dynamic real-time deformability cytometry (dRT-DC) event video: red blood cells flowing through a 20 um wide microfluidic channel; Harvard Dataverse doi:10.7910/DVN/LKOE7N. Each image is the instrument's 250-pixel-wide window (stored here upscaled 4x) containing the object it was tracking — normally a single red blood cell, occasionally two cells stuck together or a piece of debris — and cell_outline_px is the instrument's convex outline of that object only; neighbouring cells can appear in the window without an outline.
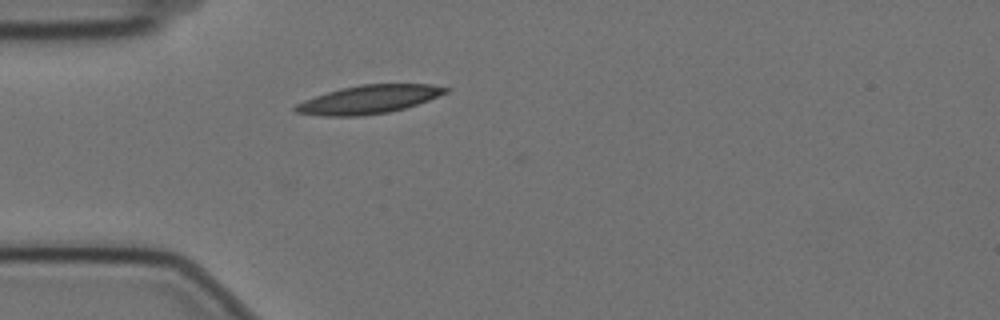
{"species": "Egyptian fruit bat (a non-hibernating species)", "species_latin": "Rousettus aegyptiacus", "temperature_condition": "cold", "stored_images_in_passage": 38, "camera_frame_rate_fps": 3000, "um_per_image_px": 0.085, "animal": {"sex": "female"}, "frame": {"image": 1, "passage_image": 1, "time_ms": 0.0, "image_size_px": [1000, 320], "cell_outline_px": [[452, 88], [448, 92], [428, 100], [404, 108], [388, 112], [360, 116], [324, 116], [296, 112], [292, 108], [296, 104], [304, 100], [340, 88], [360, 84], [432, 84]], "centroid_in_image_um": [31.36, 8.44], "position_along_channel_um": 53.6, "area_um2": 24.74}}
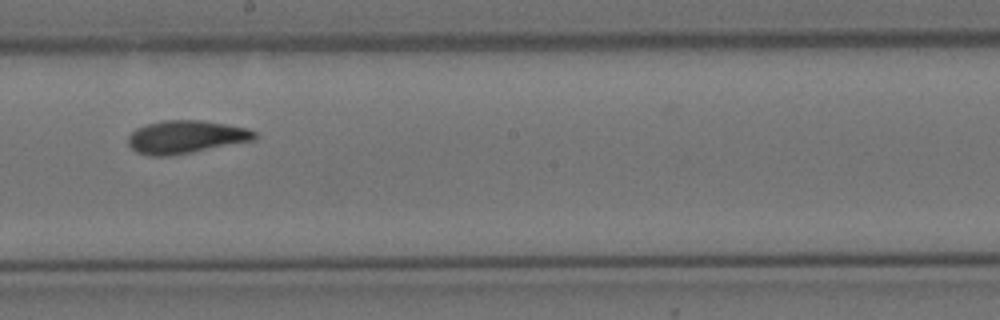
{"frame": {"image": 2, "passage_image": 17, "time_ms": 5.333, "image_size_px": [1000, 320], "cell_outline_px": [[256, 140], [192, 152], [168, 156], [148, 156], [136, 152], [128, 144], [128, 136], [136, 128], [148, 124], [164, 120], [200, 120], [248, 128], [256, 132]], "centroid_in_image_um": [15.79, 11.65], "position_along_channel_um": 232.4, "area_um2": 24.28}}
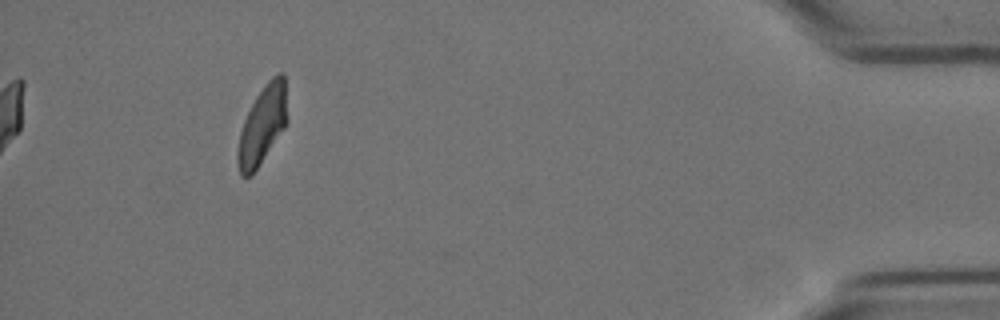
{"frame": {"image": 3, "passage_image": 38, "time_ms": 12.333, "image_size_px": [1000, 320], "cell_outline_px": [[288, 120], [284, 128], [252, 176], [240, 176], [236, 160], [236, 156], [240, 132], [244, 120], [256, 96], [268, 80], [276, 72], [284, 72], [288, 116]], "centroid_in_image_um": [22.31, 10.62], "position_along_channel_um": 412.9, "area_um2": 22.77}, "authors_computed_cell_mechanics": {"area_um2": 23.6691, "velocity_mm_per_s": 3.4859, "shape_relaxation_time_tau1_ms": 5.6311, "shape_relaxation_time_tau2_ms": 2.4169, "deformation_change_tau1": 0.1729, "deformation_change_tau2": 0.0789}}